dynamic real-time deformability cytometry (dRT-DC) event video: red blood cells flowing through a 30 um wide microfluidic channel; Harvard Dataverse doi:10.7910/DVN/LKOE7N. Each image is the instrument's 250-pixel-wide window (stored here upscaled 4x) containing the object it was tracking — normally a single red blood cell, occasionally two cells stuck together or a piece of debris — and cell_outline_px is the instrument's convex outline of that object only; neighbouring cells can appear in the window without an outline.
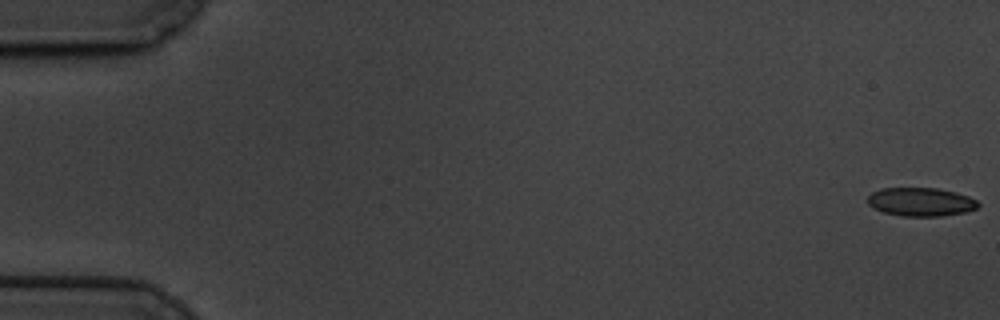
{"species": "common noctule bat (a hibernating species)", "species_latin": "Nyctalus noctula", "temperature_condition": "cold", "stored_images_in_passage": 60, "camera_frame_rate_fps": 3000, "um_per_image_px": 0.085, "animal": {"sex": "male", "body_mass_g": 19.5, "forearm_length_mm": 54.6}, "frame": {"image": 1, "passage_image": 1, "time_ms": 0.0, "image_size_px": [1000, 320], "cell_outline_px": [[980, 204], [976, 208], [964, 212], [940, 216], [900, 216], [884, 212], [872, 208], [868, 204], [868, 196], [872, 192], [880, 188], [936, 188], [956, 192], [968, 196], [976, 200]], "centroid_in_image_um": [78.24, 17.16], "position_along_channel_um": 6.8, "area_um2": 18.38}}
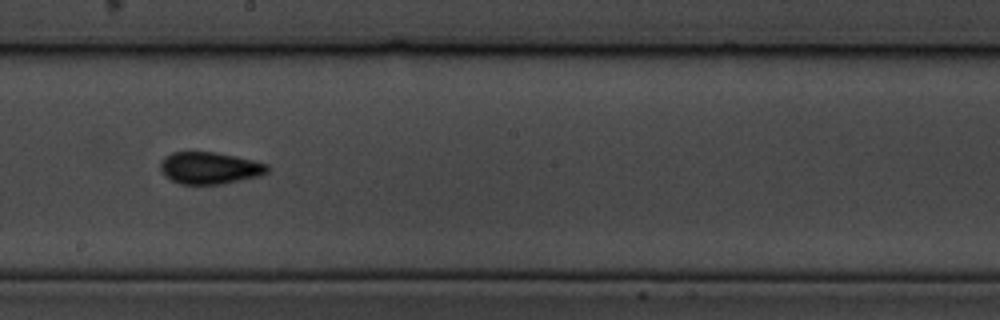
{"frame": {"image": 2, "passage_image": 34, "time_ms": 11.0, "image_size_px": [1000, 320], "cell_outline_px": [[268, 172], [260, 176], [220, 184], [180, 184], [164, 176], [160, 168], [160, 160], [164, 156], [172, 152], [216, 152], [236, 156], [268, 164]], "centroid_in_image_um": [17.79, 14.27], "position_along_channel_um": 230.4, "area_um2": 20.0}}
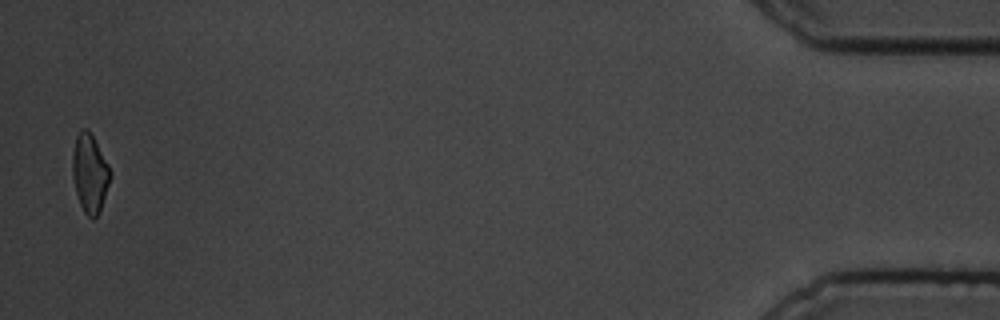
{"frame": {"image": 3, "passage_image": 59, "time_ms": 19.333, "image_size_px": [1000, 320], "cell_outline_px": [[112, 176], [100, 212], [92, 220], [84, 212], [80, 204], [76, 192], [72, 176], [72, 152], [76, 136], [80, 128], [88, 128], [108, 164], [112, 172]], "centroid_in_image_um": [7.63, 14.72], "position_along_channel_um": 427.6, "area_um2": 17.51}, "authors_computed_cell_mechanics": {"area_um2": 18.9873, "velocity_mm_per_s": 3.4007, "shape_relaxation_time_tau1_ms": 7.0447, "shape_relaxation_time_tau2_ms": 1.4751, "deformation_change_tau1": 0.1294, "deformation_change_tau2": 0.0515}}